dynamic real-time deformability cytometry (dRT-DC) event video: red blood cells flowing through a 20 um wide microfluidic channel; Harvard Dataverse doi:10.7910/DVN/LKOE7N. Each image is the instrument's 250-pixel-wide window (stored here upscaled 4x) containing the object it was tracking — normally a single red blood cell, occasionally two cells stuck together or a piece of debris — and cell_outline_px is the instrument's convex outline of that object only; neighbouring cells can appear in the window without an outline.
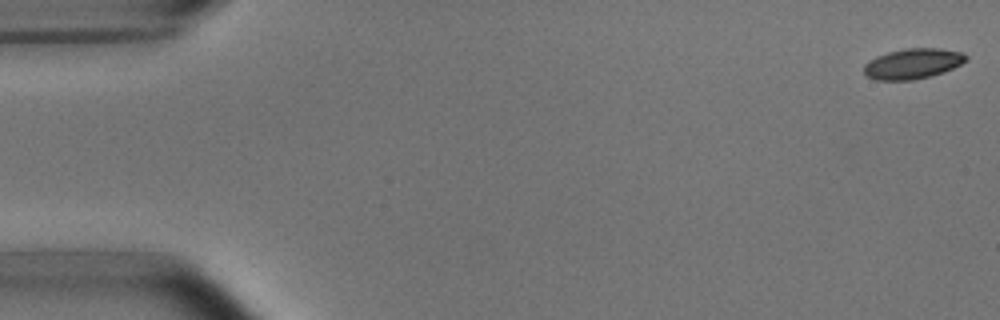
{"species": "common noctule bat (a hibernating species)", "species_latin": "Nyctalus noctula", "temperature_condition": "room temperature", "stored_images_in_passage": 6, "camera_frame_rate_fps": 3000, "um_per_image_px": 0.085, "animal": {"sex": "male", "body_mass_g": 15.6}, "frame": {"image": 1, "passage_image": 1, "time_ms": 0.0, "image_size_px": [1000, 320], "cell_outline_px": [[968, 60], [952, 68], [928, 76], [912, 80], [876, 80], [868, 76], [864, 72], [864, 64], [868, 60], [876, 56], [888, 52], [904, 48], [940, 48], [964, 52], [968, 56]], "centroid_in_image_um": [77.58, 5.39], "position_along_channel_um": 7.4, "area_um2": 18.03}}
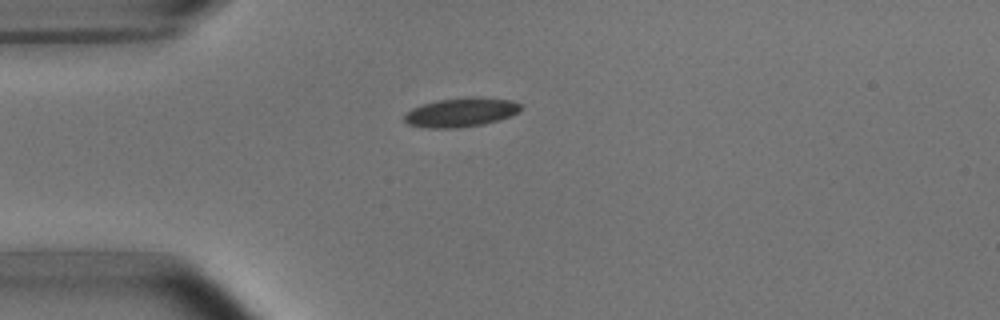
{"frame": {"image": 2, "passage_image": 4, "time_ms": 4.333, "image_size_px": [1000, 320], "cell_outline_px": [[520, 108], [516, 112], [500, 120], [484, 124], [460, 128], [424, 128], [408, 124], [404, 120], [404, 116], [412, 108], [436, 100], [464, 96], [476, 96], [512, 100], [520, 104]], "centroid_in_image_um": [39.16, 9.54], "position_along_channel_um": 45.8, "area_um2": 19.88}}